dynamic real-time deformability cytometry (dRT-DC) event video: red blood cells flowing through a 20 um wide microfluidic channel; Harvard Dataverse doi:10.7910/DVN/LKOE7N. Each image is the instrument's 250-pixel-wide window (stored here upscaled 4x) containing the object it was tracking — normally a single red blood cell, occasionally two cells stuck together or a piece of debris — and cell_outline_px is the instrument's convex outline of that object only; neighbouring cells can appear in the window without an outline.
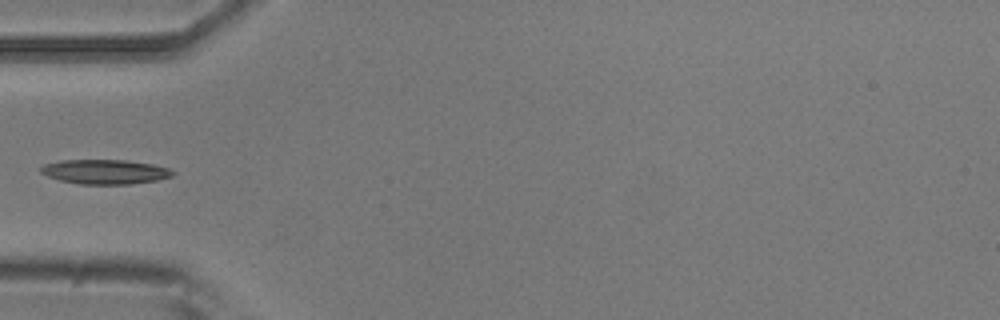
{"species": "common noctule bat (a hibernating species)", "species_latin": "Nyctalus noctula", "temperature_condition": "room temperature", "stored_images_in_passage": 15, "camera_frame_rate_fps": 3000, "um_per_image_px": 0.085, "animal": {"sex": "male", "body_mass_g": 20.5, "forearm_length_mm": 52.5}, "frame": {"image": 1, "passage_image": 5, "time_ms": 5.667, "image_size_px": [1000, 320], "cell_outline_px": [[176, 172], [172, 176], [156, 180], [132, 184], [80, 184], [60, 180], [48, 176], [40, 172], [40, 168], [44, 164], [60, 160], [124, 160], [152, 164], [168, 168]], "centroid_in_image_um": [8.92, 14.6], "position_along_channel_um": 76.1, "area_um2": 18.79}}
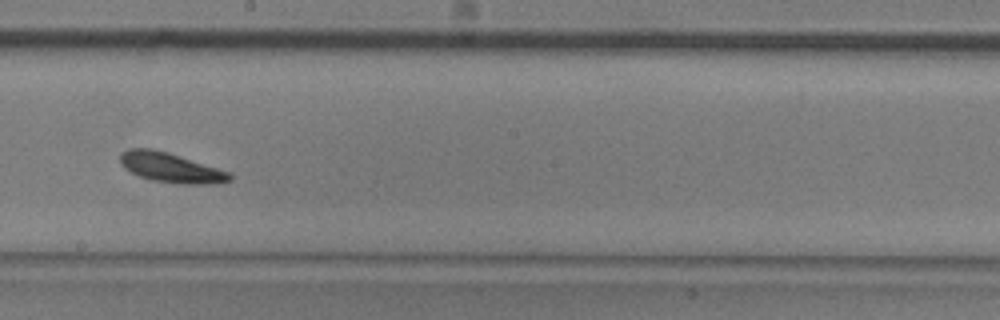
{"frame": {"image": 2, "passage_image": 9, "time_ms": 10.0, "image_size_px": [1000, 320], "cell_outline_px": [[232, 180], [216, 184], [176, 184], [152, 180], [140, 176], [124, 168], [120, 164], [120, 152], [128, 148], [152, 148], [168, 152], [232, 172]], "centroid_in_image_um": [14.54, 14.25], "position_along_channel_um": 233.7, "area_um2": 19.31}}
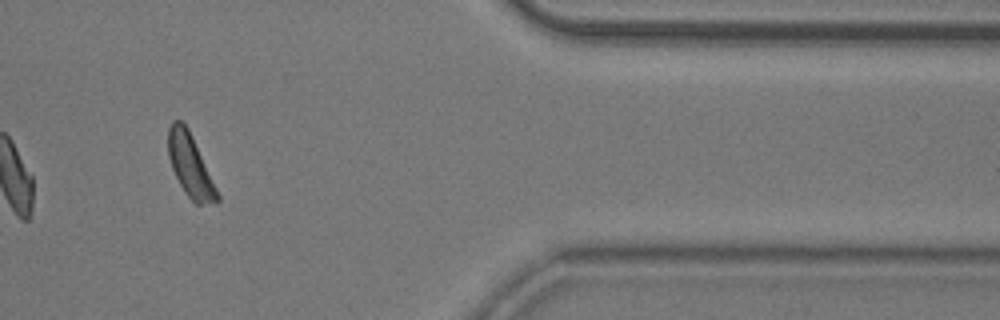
{"frame": {"image": 3, "passage_image": 13, "time_ms": 15.333, "image_size_px": [1000, 320], "cell_outline_px": [[220, 200], [200, 204], [196, 204], [184, 192], [172, 168], [168, 156], [168, 128], [172, 120], [180, 120], [188, 128], [192, 136], [220, 196]], "centroid_in_image_um": [16.14, 14.04], "position_along_channel_um": 395.3, "area_um2": 17.46}, "authors_computed_cell_mechanics": {"area_um2": 18.6694, "velocity_mm_per_s": 3.6063, "shape_relaxation_time_tau1_ms": 10.2264, "shape_relaxation_time_tau2_ms": null, "deformation_change_tau1": 0.2025, "deformation_change_tau2": null}}